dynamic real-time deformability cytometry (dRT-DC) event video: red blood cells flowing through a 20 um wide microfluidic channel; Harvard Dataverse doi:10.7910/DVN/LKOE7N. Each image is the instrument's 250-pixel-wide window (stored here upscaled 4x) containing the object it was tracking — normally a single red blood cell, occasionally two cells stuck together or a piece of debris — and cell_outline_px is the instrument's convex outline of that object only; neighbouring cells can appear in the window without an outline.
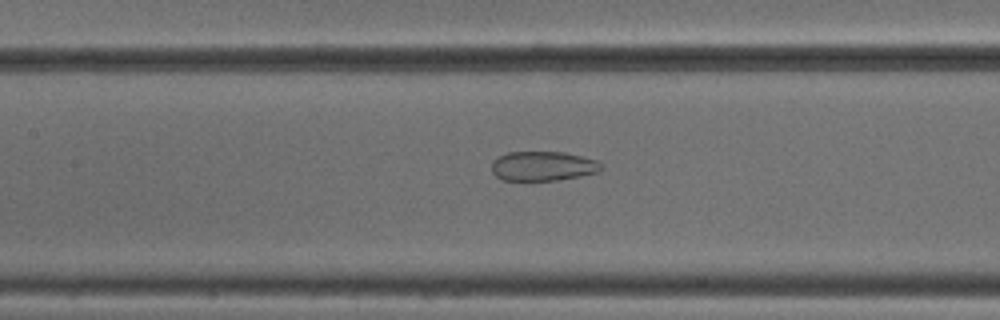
{"species": "common noctule bat (a hibernating species)", "species_latin": "Nyctalus noctula", "temperature_condition": "cold", "stored_images_in_passage": 41, "camera_frame_rate_fps": 3000, "um_per_image_px": 0.085, "animal": {"sex": "male", "body_mass_g": 18.8}, "frame": {"image": 1, "passage_image": 12, "time_ms": 3.667, "image_size_px": [1000, 320], "cell_outline_px": [[604, 168], [600, 172], [580, 176], [556, 180], [504, 180], [496, 176], [492, 172], [492, 160], [508, 152], [564, 152], [596, 160]], "centroid_in_image_um": [46.16, 14.12], "position_along_channel_um": 161.2, "area_um2": 18.79}}
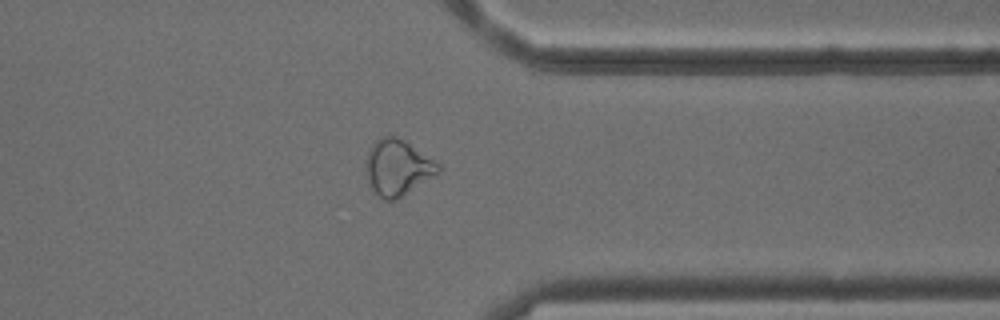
{"frame": {"image": 2, "passage_image": 29, "time_ms": 9.333, "image_size_px": [1000, 320], "cell_outline_px": [[440, 172], [396, 200], [380, 200], [368, 184], [364, 160], [372, 144], [380, 136], [396, 136], [404, 140], [440, 164]], "centroid_in_image_um": [33.75, 14.25], "position_along_channel_um": 377.6, "area_um2": 23.76}}
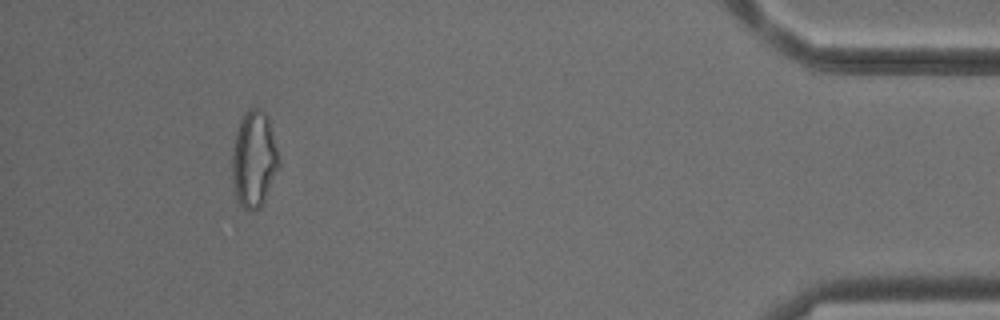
{"frame": {"image": 3, "passage_image": 36, "time_ms": 11.667, "image_size_px": [1000, 320], "cell_outline_px": [[280, 164], [264, 200], [260, 208], [252, 212], [248, 212], [240, 204], [236, 196], [232, 180], [232, 148], [236, 132], [240, 120], [244, 112], [248, 108], [260, 108], [268, 116]], "centroid_in_image_um": [21.57, 13.53], "position_along_channel_um": 413.6, "area_um2": 26.24}}